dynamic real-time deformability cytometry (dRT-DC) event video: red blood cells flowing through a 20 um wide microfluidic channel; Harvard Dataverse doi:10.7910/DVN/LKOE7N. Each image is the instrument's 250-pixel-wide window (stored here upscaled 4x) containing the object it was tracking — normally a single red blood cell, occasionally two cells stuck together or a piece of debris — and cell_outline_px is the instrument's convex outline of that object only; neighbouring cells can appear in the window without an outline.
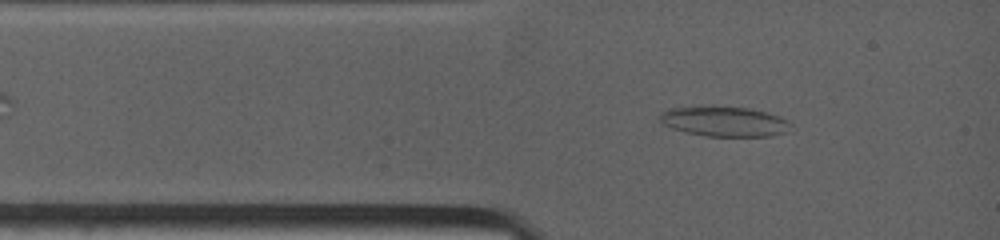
{"species": "common noctule bat (a hibernating species)", "species_latin": "Nyctalus noctula", "temperature_condition": "warm", "stored_images_in_passage": 10, "camera_frame_rate_fps": 4500, "um_per_image_px": 0.085, "animal": {"sex": "female", "body_mass_g": 19.0, "forearm_length_mm": 53.3}, "frame": {"image": 1, "passage_image": 2, "time_ms": 0.444, "image_size_px": [1000, 240], "cell_outline_px": [[792, 124], [784, 132], [772, 136], [704, 136], [672, 128], [660, 124], [660, 112], [668, 108], [748, 108], [768, 112], [780, 116], [788, 120]], "centroid_in_image_um": [61.58, 10.35], "position_along_channel_um": 23.4, "area_um2": 22.37}}
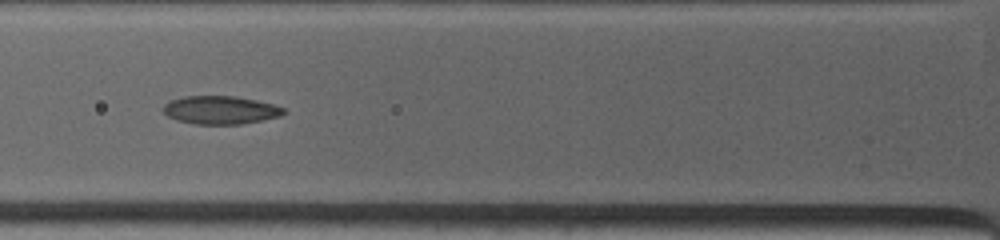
{"frame": {"image": 2, "passage_image": 5, "time_ms": 2.889, "image_size_px": [1000, 240], "cell_outline_px": [[284, 112], [280, 116], [240, 124], [196, 124], [176, 120], [168, 116], [164, 112], [164, 104], [172, 100], [184, 96], [236, 96], [256, 100], [272, 104], [284, 108]], "centroid_in_image_um": [18.72, 9.35], "position_along_channel_um": 107.1, "area_um2": 19.54}}
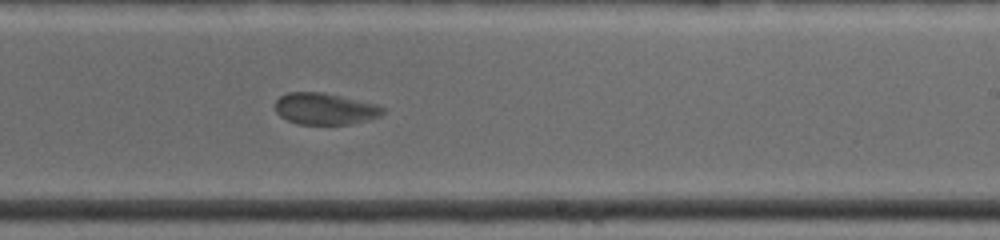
{"frame": {"image": 3, "passage_image": 10, "time_ms": 6.889, "image_size_px": [1000, 240], "cell_outline_px": [[384, 112], [380, 116], [352, 124], [300, 124], [288, 120], [280, 116], [276, 112], [276, 100], [280, 96], [288, 92], [320, 92], [376, 104], [384, 108]], "centroid_in_image_um": [27.6, 9.25], "position_along_channel_um": 261.4, "area_um2": 19.54}}